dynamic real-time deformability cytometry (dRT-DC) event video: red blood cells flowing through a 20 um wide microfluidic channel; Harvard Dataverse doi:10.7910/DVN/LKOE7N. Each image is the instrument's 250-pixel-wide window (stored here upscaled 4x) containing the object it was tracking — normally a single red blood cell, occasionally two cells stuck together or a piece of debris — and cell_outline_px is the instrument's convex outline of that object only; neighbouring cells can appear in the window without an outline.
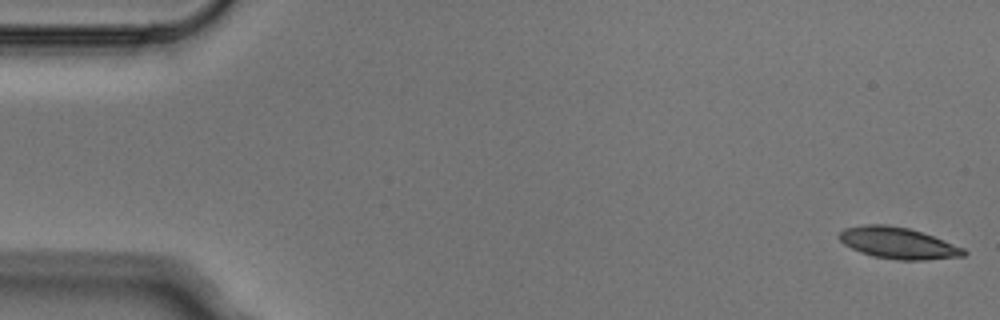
{"species": "Egyptian fruit bat (a non-hibernating species)", "species_latin": "Rousettus aegyptiacus", "temperature_condition": "cold", "stored_images_in_passage": 5, "camera_frame_rate_fps": 3000, "um_per_image_px": 0.085, "animal": {"sex": "male"}, "frame": {"image": 1, "passage_image": 1, "time_ms": 0.0, "image_size_px": [1000, 320], "cell_outline_px": [[968, 252], [964, 256], [924, 260], [900, 260], [872, 256], [860, 252], [844, 244], [840, 240], [840, 232], [844, 228], [864, 224], [884, 224], [908, 228], [944, 240], [964, 248]], "centroid_in_image_um": [76.33, 20.66], "position_along_channel_um": 8.7, "area_um2": 22.66}}
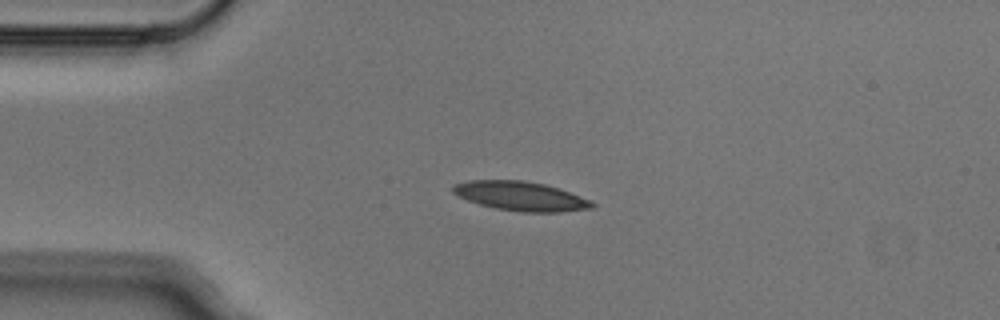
{"frame": {"image": 2, "passage_image": 4, "time_ms": 1.0, "image_size_px": [1000, 320], "cell_outline_px": [[596, 204], [592, 208], [560, 212], [520, 212], [496, 208], [480, 204], [456, 196], [452, 192], [452, 188], [456, 184], [468, 180], [524, 180], [544, 184], [592, 200]], "centroid_in_image_um": [44.25, 16.67], "position_along_channel_um": 40.8, "area_um2": 23.58}}